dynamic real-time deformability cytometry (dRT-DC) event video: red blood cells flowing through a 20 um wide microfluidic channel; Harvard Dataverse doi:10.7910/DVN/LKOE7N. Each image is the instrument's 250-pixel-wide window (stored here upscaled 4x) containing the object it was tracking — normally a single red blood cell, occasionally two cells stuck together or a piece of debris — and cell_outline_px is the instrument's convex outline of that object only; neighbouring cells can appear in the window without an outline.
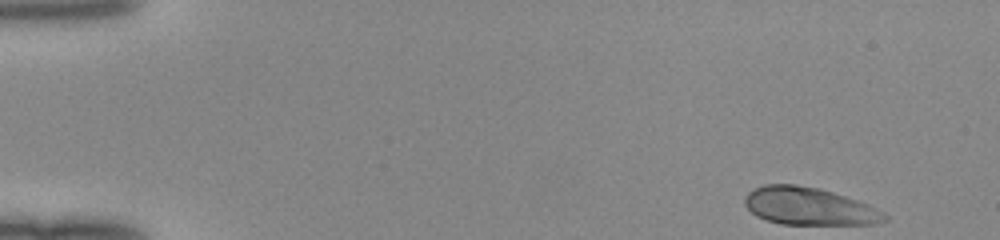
{"species": "human", "species_latin": "Homo sapiens", "temperature_condition": "room temperature", "stored_images_in_passage": 46, "camera_frame_rate_fps": 3000, "um_per_image_px": 0.085, "donor": {"sex": "female"}, "frame": {"image": 1, "passage_image": 1, "time_ms": 0.0, "image_size_px": [1000, 240], "cell_outline_px": [[888, 220], [872, 224], [780, 224], [764, 220], [756, 216], [744, 204], [744, 196], [748, 192], [764, 184], [796, 184], [820, 188], [868, 204], [884, 212], [888, 216]], "centroid_in_image_um": [68.75, 17.53], "position_along_channel_um": 16.3, "area_um2": 30.69}}
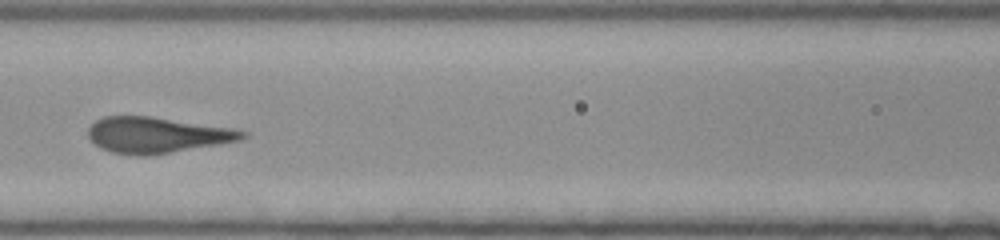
{"frame": {"image": 2, "passage_image": 20, "time_ms": 6.333, "image_size_px": [1000, 240], "cell_outline_px": [[248, 136], [240, 140], [148, 156], [140, 156], [112, 152], [100, 148], [88, 136], [88, 128], [96, 120], [104, 116], [148, 116], [232, 128], [248, 132]], "centroid_in_image_um": [13.32, 11.47], "position_along_channel_um": 153.3, "area_um2": 31.91}}
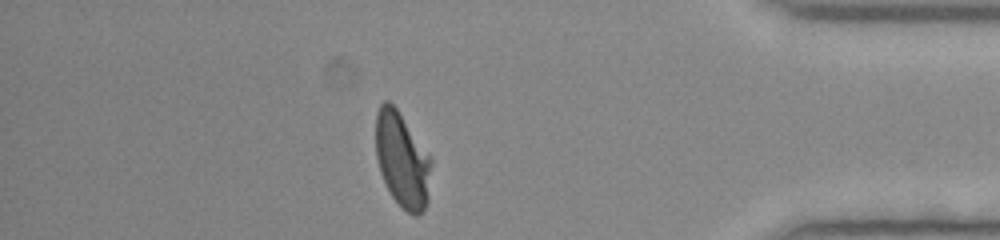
{"frame": {"image": 3, "passage_image": 40, "time_ms": 13.0, "image_size_px": [1000, 240], "cell_outline_px": [[432, 160], [428, 200], [424, 208], [416, 216], [412, 216], [392, 196], [380, 172], [376, 156], [376, 112], [380, 104], [384, 100], [388, 100], [396, 108], [432, 156]], "centroid_in_image_um": [34.2, 13.56], "position_along_channel_um": 401.0, "area_um2": 30.75}}